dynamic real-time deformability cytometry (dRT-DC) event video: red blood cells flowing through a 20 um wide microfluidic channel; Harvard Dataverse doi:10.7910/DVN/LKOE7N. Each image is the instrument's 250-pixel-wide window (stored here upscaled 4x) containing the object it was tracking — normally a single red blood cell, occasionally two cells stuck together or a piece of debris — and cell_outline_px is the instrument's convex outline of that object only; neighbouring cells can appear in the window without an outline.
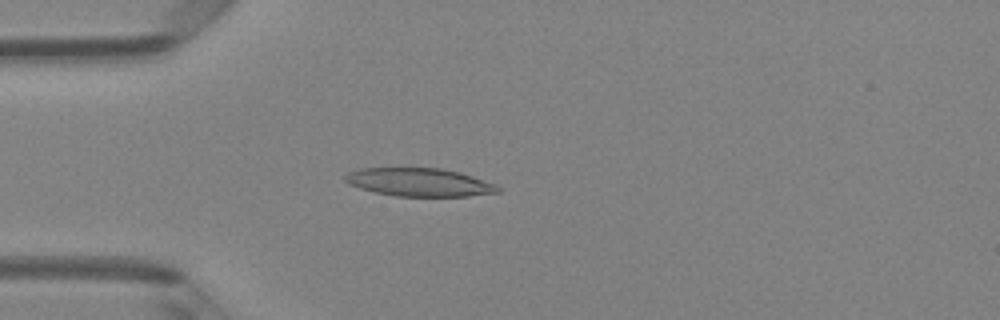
{"species": "Egyptian fruit bat (a non-hibernating species)", "species_latin": "Rousettus aegyptiacus", "temperature_condition": "room temperature", "stored_images_in_passage": 4, "camera_frame_rate_fps": 3000, "um_per_image_px": 0.085, "animal": {"sex": "female"}, "frame": {"image": 1, "passage_image": 4, "time_ms": 3.667, "image_size_px": [1000, 320], "cell_outline_px": [[500, 192], [468, 196], [396, 196], [376, 192], [360, 188], [348, 184], [344, 180], [344, 176], [348, 172], [360, 168], [440, 168], [460, 172], [496, 184], [500, 188]], "centroid_in_image_um": [35.63, 15.49], "position_along_channel_um": 49.4, "area_um2": 25.09}}